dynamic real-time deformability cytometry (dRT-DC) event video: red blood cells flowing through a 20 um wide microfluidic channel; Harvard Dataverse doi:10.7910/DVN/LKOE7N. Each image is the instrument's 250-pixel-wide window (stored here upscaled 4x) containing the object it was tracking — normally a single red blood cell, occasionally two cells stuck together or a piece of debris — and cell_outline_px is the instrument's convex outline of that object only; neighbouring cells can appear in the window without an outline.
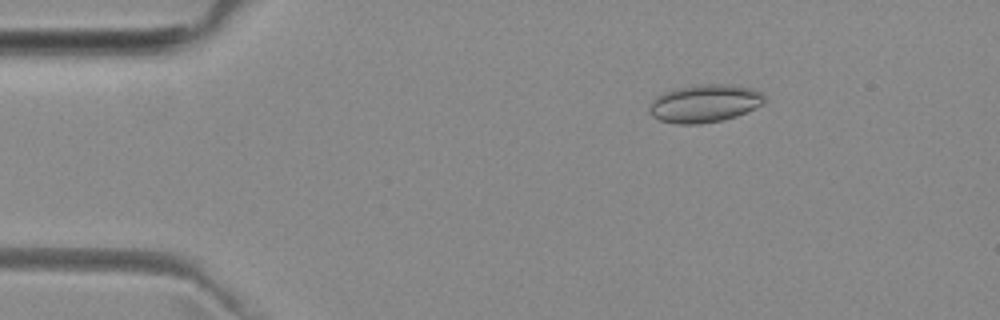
{"species": "common noctule bat (a hibernating species)", "species_latin": "Nyctalus noctula", "temperature_condition": "room temperature", "stored_images_in_passage": 5, "camera_frame_rate_fps": 3000, "um_per_image_px": 0.085, "animal": {"sex": "female", "body_mass_g": 29.2, "forearm_length_mm": 56.3}, "frame": {"image": 1, "passage_image": 3, "time_ms": 2.333, "image_size_px": [1000, 320], "cell_outline_px": [[764, 104], [736, 116], [724, 120], [700, 124], [676, 124], [660, 120], [652, 116], [648, 108], [652, 100], [656, 96], [664, 92], [676, 88], [700, 84], [728, 84], [752, 88], [760, 92], [764, 96]], "centroid_in_image_um": [59.88, 8.79], "position_along_channel_um": 25.1, "area_um2": 25.49}}